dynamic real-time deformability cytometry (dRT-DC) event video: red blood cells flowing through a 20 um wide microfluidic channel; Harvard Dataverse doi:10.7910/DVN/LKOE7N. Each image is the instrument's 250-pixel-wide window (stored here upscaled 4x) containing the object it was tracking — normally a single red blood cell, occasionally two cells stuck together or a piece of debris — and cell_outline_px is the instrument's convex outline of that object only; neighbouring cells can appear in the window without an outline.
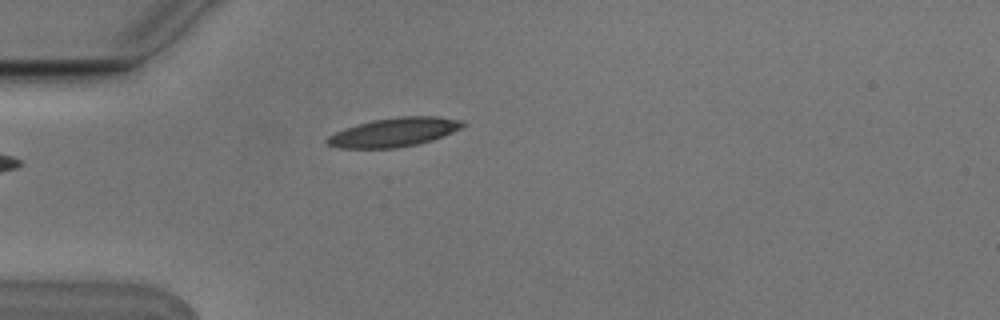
{"species": "Egyptian fruit bat (a non-hibernating species)", "species_latin": "Rousettus aegyptiacus", "temperature_condition": "cold", "stored_images_in_passage": 2, "camera_frame_rate_fps": 3000, "um_per_image_px": 0.085, "animal": {"sex": "male"}, "frame": {"image": 1, "passage_image": 2, "time_ms": 0.333, "image_size_px": [1000, 320], "cell_outline_px": [[464, 124], [460, 128], [452, 132], [432, 140], [416, 144], [396, 148], [340, 148], [328, 144], [324, 140], [328, 136], [336, 132], [372, 120], [400, 116], [436, 116], [460, 120]], "centroid_in_image_um": [33.48, 11.24], "position_along_channel_um": 51.5, "area_um2": 22.43}}